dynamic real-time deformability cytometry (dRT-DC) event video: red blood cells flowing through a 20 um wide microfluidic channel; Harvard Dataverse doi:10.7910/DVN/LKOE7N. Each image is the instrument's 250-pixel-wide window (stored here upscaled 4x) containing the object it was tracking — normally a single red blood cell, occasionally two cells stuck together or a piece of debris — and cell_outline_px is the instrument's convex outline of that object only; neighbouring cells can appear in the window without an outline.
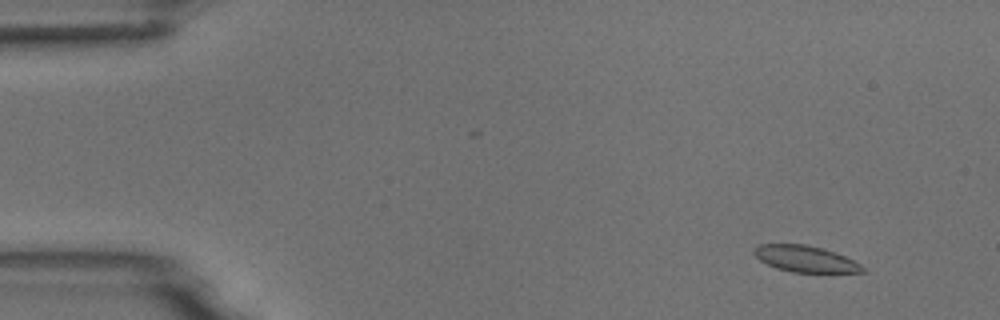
{"species": "common noctule bat (a hibernating species)", "species_latin": "Nyctalus noctula", "temperature_condition": "room temperature", "stored_images_in_passage": 5, "camera_frame_rate_fps": 3000, "um_per_image_px": 0.085, "animal": {"sex": "male", "body_mass_g": 18.8}, "frame": {"image": 1, "passage_image": 2, "time_ms": 1.333, "image_size_px": [1000, 320], "cell_outline_px": [[864, 272], [792, 272], [776, 268], [760, 260], [752, 252], [752, 248], [760, 244], [804, 244], [824, 248], [836, 252], [860, 264], [864, 268]], "centroid_in_image_um": [68.42, 21.99], "position_along_channel_um": 16.6, "area_um2": 16.59}}
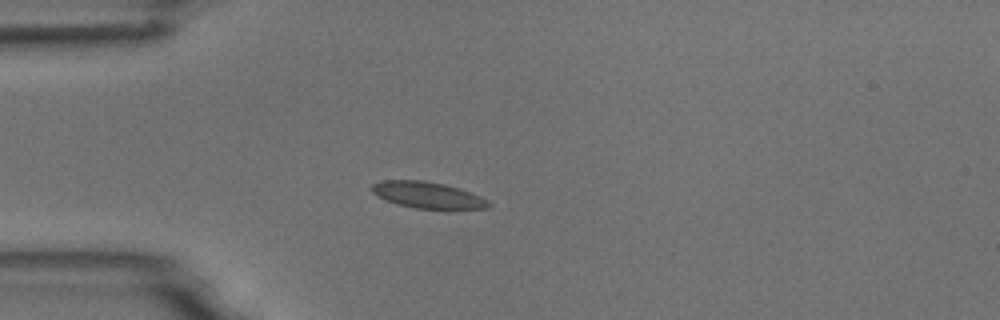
{"frame": {"image": 2, "passage_image": 5, "time_ms": 4.667, "image_size_px": [1000, 320], "cell_outline_px": [[492, 204], [488, 208], [416, 208], [396, 204], [376, 196], [372, 192], [372, 184], [380, 180], [424, 180], [444, 184], [480, 196], [488, 200]], "centroid_in_image_um": [36.29, 16.57], "position_along_channel_um": 48.7, "area_um2": 17.69}}